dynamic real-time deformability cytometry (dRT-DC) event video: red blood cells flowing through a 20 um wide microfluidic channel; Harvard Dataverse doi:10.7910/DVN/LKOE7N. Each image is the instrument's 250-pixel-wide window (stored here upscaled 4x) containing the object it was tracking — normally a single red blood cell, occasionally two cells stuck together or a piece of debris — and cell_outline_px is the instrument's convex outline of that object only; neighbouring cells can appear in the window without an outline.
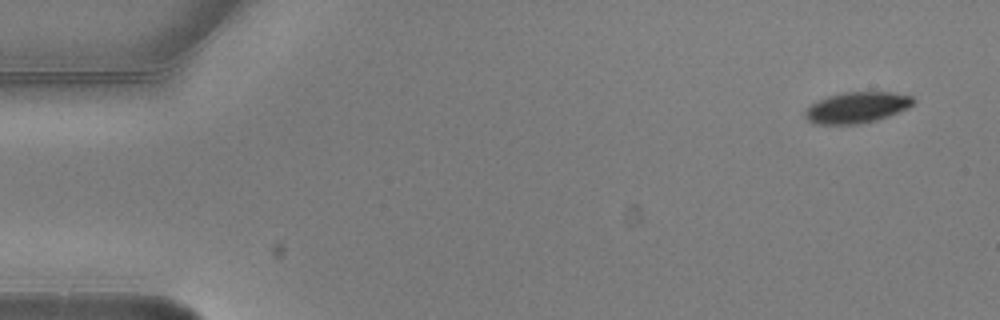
{"species": "common noctule bat (a hibernating species)", "species_latin": "Nyctalus noctula", "temperature_condition": "warm", "stored_images_in_passage": 4, "camera_frame_rate_fps": 3000, "um_per_image_px": 0.085, "animal": {"sex": "male", "body_mass_g": 20.5, "forearm_length_mm": 52.5}, "frame": {"image": 1, "passage_image": 1, "time_ms": 0.0, "image_size_px": [1000, 320], "cell_outline_px": [[916, 100], [908, 108], [888, 116], [876, 120], [860, 124], [812, 124], [804, 116], [804, 112], [812, 104], [828, 96], [844, 92], [892, 92], [912, 96]], "centroid_in_image_um": [72.84, 9.14], "position_along_channel_um": 12.2, "area_um2": 19.48}}
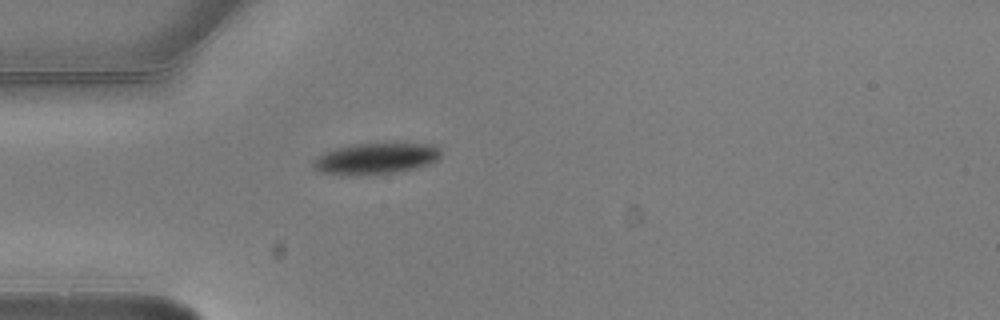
{"frame": {"image": 2, "passage_image": 4, "time_ms": 1.0, "image_size_px": [1000, 320], "cell_outline_px": [[440, 156], [436, 160], [428, 164], [416, 168], [396, 172], [360, 176], [348, 176], [316, 172], [312, 168], [312, 160], [324, 152], [336, 148], [352, 144], [396, 140], [432, 144], [440, 148]], "centroid_in_image_um": [31.93, 13.44], "position_along_channel_um": 53.1, "area_um2": 24.62}}